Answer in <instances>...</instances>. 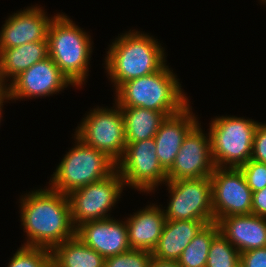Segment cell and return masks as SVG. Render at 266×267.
Here are the masks:
<instances>
[{
    "label": "cell",
    "instance_id": "6da1fadb",
    "mask_svg": "<svg viewBox=\"0 0 266 267\" xmlns=\"http://www.w3.org/2000/svg\"><path fill=\"white\" fill-rule=\"evenodd\" d=\"M20 203L21 225L28 237L24 246L52 251L76 235L68 195L40 188L22 196Z\"/></svg>",
    "mask_w": 266,
    "mask_h": 267
},
{
    "label": "cell",
    "instance_id": "7a4b0ae2",
    "mask_svg": "<svg viewBox=\"0 0 266 267\" xmlns=\"http://www.w3.org/2000/svg\"><path fill=\"white\" fill-rule=\"evenodd\" d=\"M109 47L104 68L115 90L122 83L153 74L167 64L161 44L144 32L122 33Z\"/></svg>",
    "mask_w": 266,
    "mask_h": 267
},
{
    "label": "cell",
    "instance_id": "3957f363",
    "mask_svg": "<svg viewBox=\"0 0 266 267\" xmlns=\"http://www.w3.org/2000/svg\"><path fill=\"white\" fill-rule=\"evenodd\" d=\"M168 65L159 71L122 83L116 90L120 107H141L163 112L167 117L181 112L189 99Z\"/></svg>",
    "mask_w": 266,
    "mask_h": 267
},
{
    "label": "cell",
    "instance_id": "277c9868",
    "mask_svg": "<svg viewBox=\"0 0 266 267\" xmlns=\"http://www.w3.org/2000/svg\"><path fill=\"white\" fill-rule=\"evenodd\" d=\"M49 57L75 87L85 84L92 54L91 36L64 13L56 14L48 29Z\"/></svg>",
    "mask_w": 266,
    "mask_h": 267
},
{
    "label": "cell",
    "instance_id": "5b68a950",
    "mask_svg": "<svg viewBox=\"0 0 266 267\" xmlns=\"http://www.w3.org/2000/svg\"><path fill=\"white\" fill-rule=\"evenodd\" d=\"M74 140V147L64 155L49 181L51 189L65 195L106 178L117 169L116 162L106 153L86 145L76 136Z\"/></svg>",
    "mask_w": 266,
    "mask_h": 267
},
{
    "label": "cell",
    "instance_id": "8992f818",
    "mask_svg": "<svg viewBox=\"0 0 266 267\" xmlns=\"http://www.w3.org/2000/svg\"><path fill=\"white\" fill-rule=\"evenodd\" d=\"M209 124L211 153L216 167L240 168L251 159L257 121L219 116Z\"/></svg>",
    "mask_w": 266,
    "mask_h": 267
},
{
    "label": "cell",
    "instance_id": "52a82bcc",
    "mask_svg": "<svg viewBox=\"0 0 266 267\" xmlns=\"http://www.w3.org/2000/svg\"><path fill=\"white\" fill-rule=\"evenodd\" d=\"M115 106L91 109L74 133L83 143L106 153L117 163L125 152L126 137L121 108L117 103Z\"/></svg>",
    "mask_w": 266,
    "mask_h": 267
},
{
    "label": "cell",
    "instance_id": "ba28073f",
    "mask_svg": "<svg viewBox=\"0 0 266 267\" xmlns=\"http://www.w3.org/2000/svg\"><path fill=\"white\" fill-rule=\"evenodd\" d=\"M170 200L163 209L166 220L214 222L210 177L167 180Z\"/></svg>",
    "mask_w": 266,
    "mask_h": 267
},
{
    "label": "cell",
    "instance_id": "9c48e42d",
    "mask_svg": "<svg viewBox=\"0 0 266 267\" xmlns=\"http://www.w3.org/2000/svg\"><path fill=\"white\" fill-rule=\"evenodd\" d=\"M116 165L124 185L140 193L152 192L168 180L157 158L154 137L126 143L125 152Z\"/></svg>",
    "mask_w": 266,
    "mask_h": 267
},
{
    "label": "cell",
    "instance_id": "30bf717a",
    "mask_svg": "<svg viewBox=\"0 0 266 267\" xmlns=\"http://www.w3.org/2000/svg\"><path fill=\"white\" fill-rule=\"evenodd\" d=\"M118 170L97 182L72 191L69 195L71 220L75 228L84 222L109 218L124 187Z\"/></svg>",
    "mask_w": 266,
    "mask_h": 267
},
{
    "label": "cell",
    "instance_id": "8fae6325",
    "mask_svg": "<svg viewBox=\"0 0 266 267\" xmlns=\"http://www.w3.org/2000/svg\"><path fill=\"white\" fill-rule=\"evenodd\" d=\"M214 221L251 214L252 190L240 168L215 167L210 176Z\"/></svg>",
    "mask_w": 266,
    "mask_h": 267
},
{
    "label": "cell",
    "instance_id": "7c38bea8",
    "mask_svg": "<svg viewBox=\"0 0 266 267\" xmlns=\"http://www.w3.org/2000/svg\"><path fill=\"white\" fill-rule=\"evenodd\" d=\"M197 123L185 136L172 167L167 171L168 180L210 177L215 169L209 134L203 133Z\"/></svg>",
    "mask_w": 266,
    "mask_h": 267
},
{
    "label": "cell",
    "instance_id": "4fadbf2b",
    "mask_svg": "<svg viewBox=\"0 0 266 267\" xmlns=\"http://www.w3.org/2000/svg\"><path fill=\"white\" fill-rule=\"evenodd\" d=\"M9 82L8 91L12 101L29 97H49L69 85L74 87L49 56L36 62Z\"/></svg>",
    "mask_w": 266,
    "mask_h": 267
},
{
    "label": "cell",
    "instance_id": "5bb4252c",
    "mask_svg": "<svg viewBox=\"0 0 266 267\" xmlns=\"http://www.w3.org/2000/svg\"><path fill=\"white\" fill-rule=\"evenodd\" d=\"M41 8L36 5L26 7L9 16L0 30V51L26 43L48 41V29L56 15L48 17Z\"/></svg>",
    "mask_w": 266,
    "mask_h": 267
},
{
    "label": "cell",
    "instance_id": "9a60e30c",
    "mask_svg": "<svg viewBox=\"0 0 266 267\" xmlns=\"http://www.w3.org/2000/svg\"><path fill=\"white\" fill-rule=\"evenodd\" d=\"M112 217L84 222L76 228V236L104 258L131 250L125 221Z\"/></svg>",
    "mask_w": 266,
    "mask_h": 267
},
{
    "label": "cell",
    "instance_id": "2e32d148",
    "mask_svg": "<svg viewBox=\"0 0 266 267\" xmlns=\"http://www.w3.org/2000/svg\"><path fill=\"white\" fill-rule=\"evenodd\" d=\"M197 119L189 104L161 123L154 141L158 161L166 172L172 167L185 136L198 123Z\"/></svg>",
    "mask_w": 266,
    "mask_h": 267
},
{
    "label": "cell",
    "instance_id": "e0dca14e",
    "mask_svg": "<svg viewBox=\"0 0 266 267\" xmlns=\"http://www.w3.org/2000/svg\"><path fill=\"white\" fill-rule=\"evenodd\" d=\"M221 233L240 253L266 247V217L233 215L217 221Z\"/></svg>",
    "mask_w": 266,
    "mask_h": 267
},
{
    "label": "cell",
    "instance_id": "ac0fdd59",
    "mask_svg": "<svg viewBox=\"0 0 266 267\" xmlns=\"http://www.w3.org/2000/svg\"><path fill=\"white\" fill-rule=\"evenodd\" d=\"M131 249L153 252L162 234L166 217L160 205L150 204L125 219Z\"/></svg>",
    "mask_w": 266,
    "mask_h": 267
},
{
    "label": "cell",
    "instance_id": "d6986e66",
    "mask_svg": "<svg viewBox=\"0 0 266 267\" xmlns=\"http://www.w3.org/2000/svg\"><path fill=\"white\" fill-rule=\"evenodd\" d=\"M205 224L204 221L166 220L152 256L161 260L178 261L184 249Z\"/></svg>",
    "mask_w": 266,
    "mask_h": 267
},
{
    "label": "cell",
    "instance_id": "ffe728a7",
    "mask_svg": "<svg viewBox=\"0 0 266 267\" xmlns=\"http://www.w3.org/2000/svg\"><path fill=\"white\" fill-rule=\"evenodd\" d=\"M49 56L48 41L26 43L21 46L0 51V80L4 85L36 62ZM6 80V81H5ZM6 83V84H5Z\"/></svg>",
    "mask_w": 266,
    "mask_h": 267
},
{
    "label": "cell",
    "instance_id": "44dd1931",
    "mask_svg": "<svg viewBox=\"0 0 266 267\" xmlns=\"http://www.w3.org/2000/svg\"><path fill=\"white\" fill-rule=\"evenodd\" d=\"M120 108L123 114L126 143L153 138L167 117L163 112L141 107Z\"/></svg>",
    "mask_w": 266,
    "mask_h": 267
},
{
    "label": "cell",
    "instance_id": "7402d4cb",
    "mask_svg": "<svg viewBox=\"0 0 266 267\" xmlns=\"http://www.w3.org/2000/svg\"><path fill=\"white\" fill-rule=\"evenodd\" d=\"M105 258L76 235L52 250V267H104Z\"/></svg>",
    "mask_w": 266,
    "mask_h": 267
},
{
    "label": "cell",
    "instance_id": "603a6c76",
    "mask_svg": "<svg viewBox=\"0 0 266 267\" xmlns=\"http://www.w3.org/2000/svg\"><path fill=\"white\" fill-rule=\"evenodd\" d=\"M219 233L216 221L205 224L184 249L178 264L180 267H205L209 247L213 238Z\"/></svg>",
    "mask_w": 266,
    "mask_h": 267
},
{
    "label": "cell",
    "instance_id": "cb8c5ba5",
    "mask_svg": "<svg viewBox=\"0 0 266 267\" xmlns=\"http://www.w3.org/2000/svg\"><path fill=\"white\" fill-rule=\"evenodd\" d=\"M241 253L221 234L212 240L205 267H240Z\"/></svg>",
    "mask_w": 266,
    "mask_h": 267
},
{
    "label": "cell",
    "instance_id": "d4e9b609",
    "mask_svg": "<svg viewBox=\"0 0 266 267\" xmlns=\"http://www.w3.org/2000/svg\"><path fill=\"white\" fill-rule=\"evenodd\" d=\"M10 259L7 267H52V251L41 247L22 245Z\"/></svg>",
    "mask_w": 266,
    "mask_h": 267
},
{
    "label": "cell",
    "instance_id": "484cf974",
    "mask_svg": "<svg viewBox=\"0 0 266 267\" xmlns=\"http://www.w3.org/2000/svg\"><path fill=\"white\" fill-rule=\"evenodd\" d=\"M152 252L131 249L128 252L105 258L104 267H149Z\"/></svg>",
    "mask_w": 266,
    "mask_h": 267
},
{
    "label": "cell",
    "instance_id": "4316f807",
    "mask_svg": "<svg viewBox=\"0 0 266 267\" xmlns=\"http://www.w3.org/2000/svg\"><path fill=\"white\" fill-rule=\"evenodd\" d=\"M240 170L243 172L252 193L266 187V163L250 159L240 167Z\"/></svg>",
    "mask_w": 266,
    "mask_h": 267
},
{
    "label": "cell",
    "instance_id": "83f0119b",
    "mask_svg": "<svg viewBox=\"0 0 266 267\" xmlns=\"http://www.w3.org/2000/svg\"><path fill=\"white\" fill-rule=\"evenodd\" d=\"M251 159L266 163V124L260 123L256 127L252 146Z\"/></svg>",
    "mask_w": 266,
    "mask_h": 267
},
{
    "label": "cell",
    "instance_id": "f1b7e54d",
    "mask_svg": "<svg viewBox=\"0 0 266 267\" xmlns=\"http://www.w3.org/2000/svg\"><path fill=\"white\" fill-rule=\"evenodd\" d=\"M240 267H266V247L241 253Z\"/></svg>",
    "mask_w": 266,
    "mask_h": 267
},
{
    "label": "cell",
    "instance_id": "f546056e",
    "mask_svg": "<svg viewBox=\"0 0 266 267\" xmlns=\"http://www.w3.org/2000/svg\"><path fill=\"white\" fill-rule=\"evenodd\" d=\"M251 213L256 216L266 217V187L252 193Z\"/></svg>",
    "mask_w": 266,
    "mask_h": 267
},
{
    "label": "cell",
    "instance_id": "4dcf8cb0",
    "mask_svg": "<svg viewBox=\"0 0 266 267\" xmlns=\"http://www.w3.org/2000/svg\"><path fill=\"white\" fill-rule=\"evenodd\" d=\"M149 267H180L177 261L161 260L156 257L151 258Z\"/></svg>",
    "mask_w": 266,
    "mask_h": 267
},
{
    "label": "cell",
    "instance_id": "1f68e13d",
    "mask_svg": "<svg viewBox=\"0 0 266 267\" xmlns=\"http://www.w3.org/2000/svg\"><path fill=\"white\" fill-rule=\"evenodd\" d=\"M6 102V100H10V96H9V91H8V86L7 85H3L0 88V122H1V118H2V109H3V103Z\"/></svg>",
    "mask_w": 266,
    "mask_h": 267
},
{
    "label": "cell",
    "instance_id": "d6a6232c",
    "mask_svg": "<svg viewBox=\"0 0 266 267\" xmlns=\"http://www.w3.org/2000/svg\"><path fill=\"white\" fill-rule=\"evenodd\" d=\"M4 84L1 82V80H0V88L3 86Z\"/></svg>",
    "mask_w": 266,
    "mask_h": 267
}]
</instances>
